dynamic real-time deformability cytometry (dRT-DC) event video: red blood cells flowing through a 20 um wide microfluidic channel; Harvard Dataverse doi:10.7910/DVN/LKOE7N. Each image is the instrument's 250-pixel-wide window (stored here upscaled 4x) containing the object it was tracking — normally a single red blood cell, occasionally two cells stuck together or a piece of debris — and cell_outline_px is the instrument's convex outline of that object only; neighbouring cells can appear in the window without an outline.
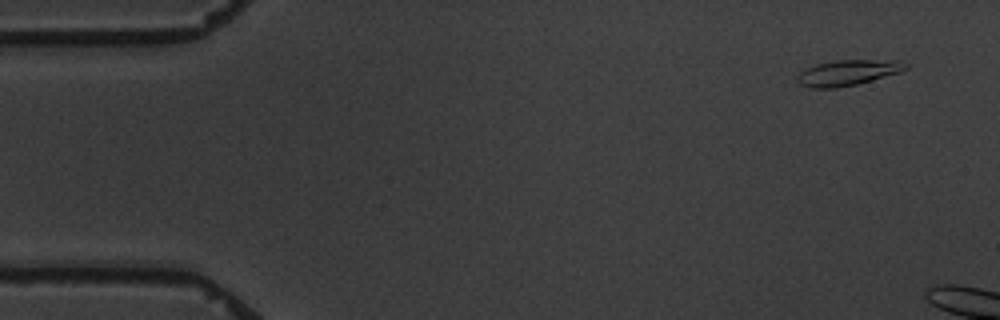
{"species": "common noctule bat (a hibernating species)", "species_latin": "Nyctalus noctula", "temperature_condition": "warm", "stored_images_in_passage": 4, "camera_frame_rate_fps": 3000, "um_per_image_px": 0.085, "animal": {"sex": "male", "body_mass_g": 19.5, "forearm_length_mm": 54.6}, "frame": {"image": 1, "passage_image": 2, "time_ms": 1.0, "image_size_px": [1000, 320], "cell_outline_px": [[908, 68], [900, 72], [872, 80], [856, 84], [836, 88], [812, 88], [800, 84], [796, 80], [796, 76], [800, 72], [816, 64], [836, 60], [900, 60], [908, 64]], "centroid_in_image_um": [72.08, 6.17], "position_along_channel_um": 12.9, "area_um2": 16.13}}